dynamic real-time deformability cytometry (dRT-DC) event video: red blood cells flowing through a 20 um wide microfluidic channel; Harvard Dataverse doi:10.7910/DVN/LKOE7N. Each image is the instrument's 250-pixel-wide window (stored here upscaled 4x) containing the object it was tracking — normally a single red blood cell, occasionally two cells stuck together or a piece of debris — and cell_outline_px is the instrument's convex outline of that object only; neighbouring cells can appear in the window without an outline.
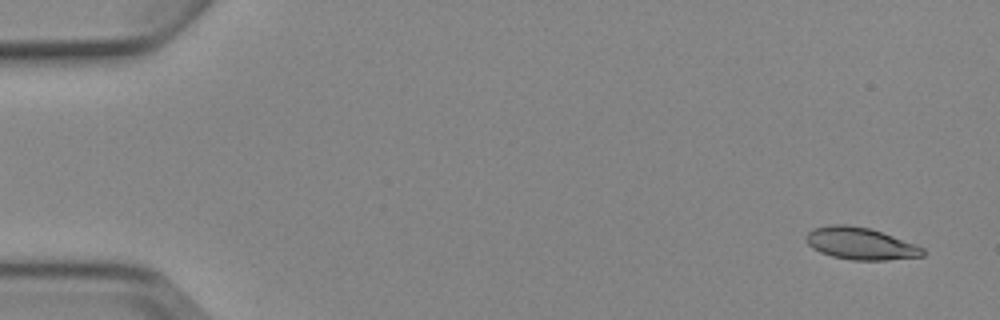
{"species": "Egyptian fruit bat (a non-hibernating species)", "species_latin": "Rousettus aegyptiacus", "temperature_condition": "cold", "stored_images_in_passage": 4, "camera_frame_rate_fps": 3000, "um_per_image_px": 0.085, "animal": {"sex": "female"}, "frame": {"image": 1, "passage_image": 1, "time_ms": 0.0, "image_size_px": [1000, 320], "cell_outline_px": [[924, 256], [888, 260], [852, 260], [832, 256], [820, 252], [812, 248], [808, 244], [804, 236], [812, 228], [832, 224], [844, 224], [868, 228], [892, 236], [924, 248]], "centroid_in_image_um": [73.09, 20.7], "position_along_channel_um": 11.9, "area_um2": 21.68}}
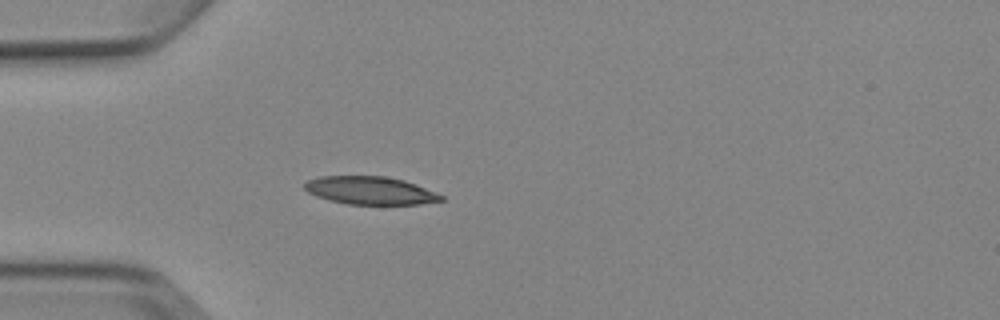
{"frame": {"image": 2, "passage_image": 4, "time_ms": 4.333, "image_size_px": [1000, 320], "cell_outline_px": [[444, 200], [420, 204], [348, 204], [328, 200], [316, 196], [308, 192], [304, 188], [304, 184], [308, 180], [320, 176], [384, 176], [404, 180], [416, 184], [444, 196]], "centroid_in_image_um": [31.46, 16.19], "position_along_channel_um": 53.5, "area_um2": 22.2}}